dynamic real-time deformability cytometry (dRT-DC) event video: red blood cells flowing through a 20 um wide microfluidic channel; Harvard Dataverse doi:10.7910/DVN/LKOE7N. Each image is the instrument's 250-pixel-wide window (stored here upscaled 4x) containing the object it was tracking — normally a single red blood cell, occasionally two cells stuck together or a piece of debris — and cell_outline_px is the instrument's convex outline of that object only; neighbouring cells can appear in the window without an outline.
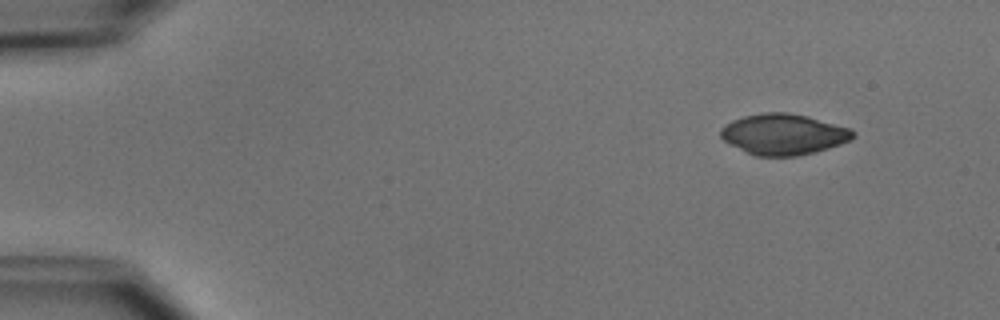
{"species": "common noctule bat (a hibernating species)", "species_latin": "Nyctalus noctula", "temperature_condition": "cold", "stored_images_in_passage": 5, "camera_frame_rate_fps": 3000, "um_per_image_px": 0.085, "animal": {"sex": "male", "body_mass_g": 15.6}, "frame": {"image": 1, "passage_image": 1, "time_ms": 0.0, "image_size_px": [1000, 320], "cell_outline_px": [[856, 136], [852, 140], [816, 152], [796, 156], [756, 156], [744, 152], [728, 144], [720, 136], [720, 128], [732, 120], [744, 116], [764, 112], [788, 112], [808, 116], [852, 128], [856, 132]], "centroid_in_image_um": [66.62, 11.41], "position_along_channel_um": 18.4, "area_um2": 31.96}}